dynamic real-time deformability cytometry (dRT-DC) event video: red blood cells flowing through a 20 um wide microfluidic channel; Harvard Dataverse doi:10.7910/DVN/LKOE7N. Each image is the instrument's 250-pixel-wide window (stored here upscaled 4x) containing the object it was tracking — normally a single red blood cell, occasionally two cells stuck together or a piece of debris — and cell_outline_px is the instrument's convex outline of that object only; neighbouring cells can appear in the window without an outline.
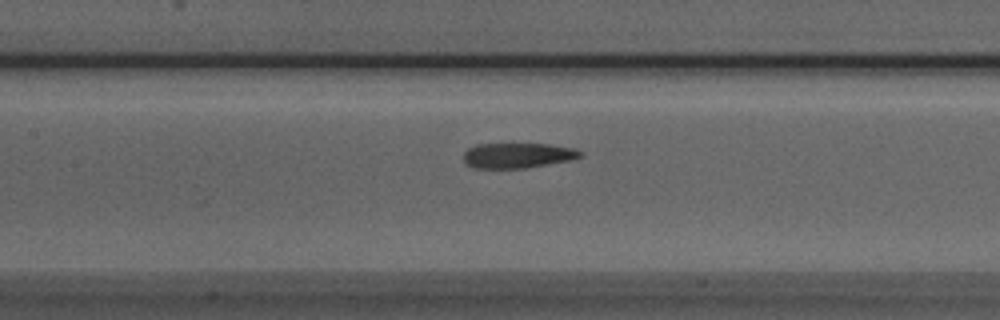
{"species": "Egyptian fruit bat (a non-hibernating species)", "species_latin": "Rousettus aegyptiacus", "temperature_condition": "room temperature", "stored_images_in_passage": 42, "camera_frame_rate_fps": 3000, "um_per_image_px": 0.085, "animal": {"sex": "male"}, "frame": {"image": 1, "passage_image": 23, "time_ms": 7.333, "image_size_px": [1000, 320], "cell_outline_px": [[584, 156], [572, 160], [524, 168], [472, 168], [464, 160], [464, 152], [468, 148], [476, 144], [548, 144], [576, 148], [584, 152]], "centroid_in_image_um": [44.05, 13.21], "position_along_channel_um": 163.3, "area_um2": 17.28}}
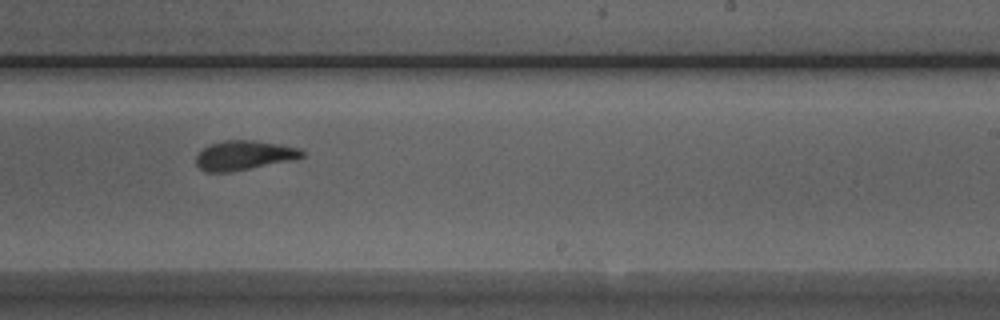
{"frame": {"image": 2, "passage_image": 31, "time_ms": 10.0, "image_size_px": [1000, 320], "cell_outline_px": [[304, 156], [288, 160], [232, 172], [208, 172], [200, 168], [196, 164], [196, 156], [204, 148], [212, 144], [224, 140], [252, 140], [300, 148], [304, 152]], "centroid_in_image_um": [20.7, 13.2], "position_along_channel_um": 268.3, "area_um2": 17.74}}
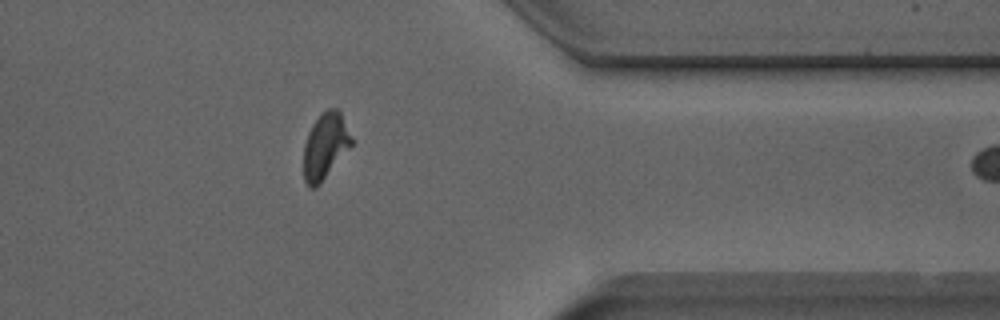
{"frame": {"image": 3, "passage_image": 41, "time_ms": 13.333, "image_size_px": [1000, 320], "cell_outline_px": [[352, 144], [320, 184], [316, 188], [312, 188], [304, 180], [304, 144], [308, 132], [312, 124], [320, 112], [328, 108], [336, 108], [340, 112], [352, 136]], "centroid_in_image_um": [27.63, 12.38], "position_along_channel_um": 383.8, "area_um2": 18.32}}